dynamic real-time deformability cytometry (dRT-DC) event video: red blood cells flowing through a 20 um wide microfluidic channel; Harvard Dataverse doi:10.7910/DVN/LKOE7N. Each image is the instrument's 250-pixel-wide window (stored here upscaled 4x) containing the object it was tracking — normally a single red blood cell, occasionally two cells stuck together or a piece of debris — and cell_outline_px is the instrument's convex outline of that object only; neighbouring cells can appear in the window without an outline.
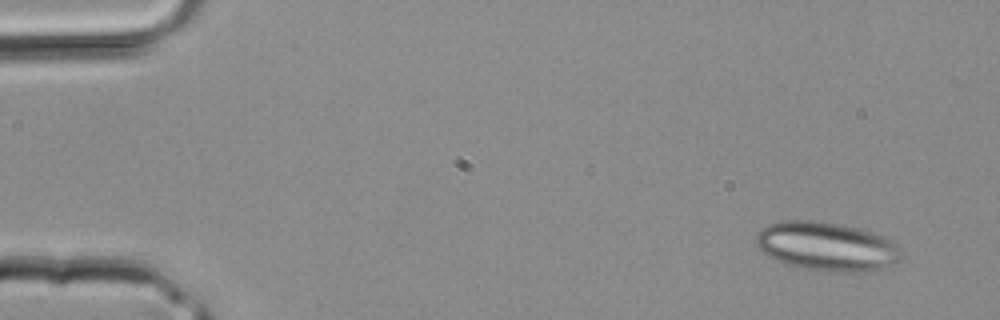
{"species": "common noctule bat (a hibernating species)", "species_latin": "Nyctalus noctula", "temperature_condition": "room temperature", "stored_images_in_passage": 2, "segment_of_instrument_passage": [2, 2], "camera_frame_rate_fps": 3000, "um_per_image_px": 0.085, "animal": {"sex": "male", "body_mass_g": 20.4}, "frame": {"image": 1, "passage_image": 2, "time_ms": 0.333, "image_size_px": [1000, 320], "cell_outline_px": [[900, 252], [896, 260], [872, 272], [832, 272], [800, 268], [788, 264], [768, 256], [756, 244], [756, 232], [760, 228], [768, 224], [780, 220], [820, 220], [860, 228], [876, 232], [892, 240], [900, 248]], "centroid_in_image_um": [70.24, 20.92], "position_along_channel_um": 14.8, "area_um2": 41.62}}